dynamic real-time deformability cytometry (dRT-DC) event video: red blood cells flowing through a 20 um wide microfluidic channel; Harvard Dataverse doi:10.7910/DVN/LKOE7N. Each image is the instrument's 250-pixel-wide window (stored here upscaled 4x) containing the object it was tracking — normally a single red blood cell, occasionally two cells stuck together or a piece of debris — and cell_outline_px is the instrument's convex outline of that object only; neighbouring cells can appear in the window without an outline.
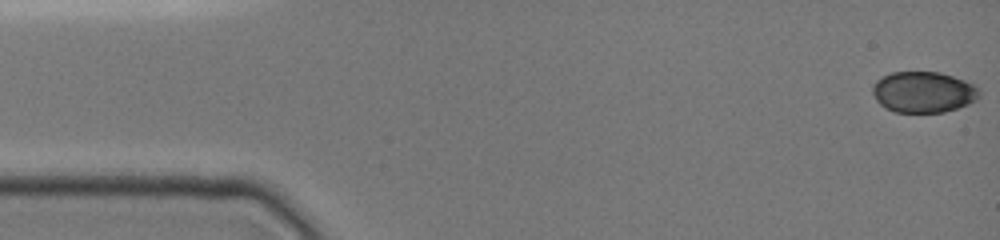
{"species": "common noctule bat (a hibernating species)", "species_latin": "Nyctalus noctula", "temperature_condition": "cold", "stored_images_in_passage": 5, "camera_frame_rate_fps": 3000, "um_per_image_px": 0.085, "animal": {"sex": "female", "body_mass_g": 19.0, "forearm_length_mm": 51.5}, "frame": {"image": 1, "passage_image": 1, "time_ms": 0.0, "image_size_px": [1000, 240], "cell_outline_px": [[980, 96], [976, 100], [968, 104], [944, 112], [896, 112], [884, 108], [876, 100], [872, 92], [872, 84], [876, 80], [892, 72], [940, 72], [976, 84], [980, 88]], "centroid_in_image_um": [78.5, 7.82], "position_along_channel_um": 6.5, "area_um2": 25.72}}
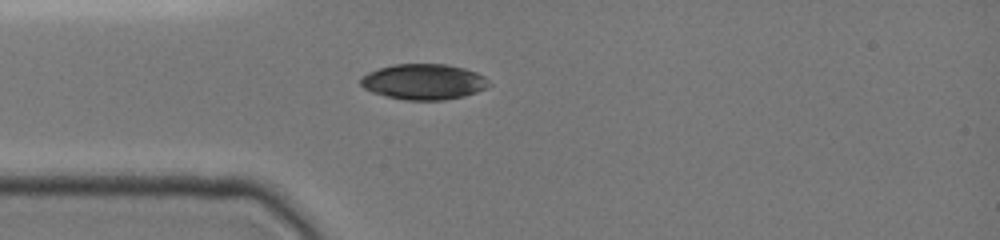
{"frame": {"image": 2, "passage_image": 5, "time_ms": 4.0, "image_size_px": [1000, 240], "cell_outline_px": [[492, 84], [488, 88], [464, 96], [444, 100], [404, 100], [372, 92], [364, 88], [360, 84], [360, 76], [368, 72], [380, 68], [396, 64], [444, 64], [464, 68], [476, 72], [484, 76]], "centroid_in_image_um": [36.03, 6.95], "position_along_channel_um": 49.0, "area_um2": 26.7}}